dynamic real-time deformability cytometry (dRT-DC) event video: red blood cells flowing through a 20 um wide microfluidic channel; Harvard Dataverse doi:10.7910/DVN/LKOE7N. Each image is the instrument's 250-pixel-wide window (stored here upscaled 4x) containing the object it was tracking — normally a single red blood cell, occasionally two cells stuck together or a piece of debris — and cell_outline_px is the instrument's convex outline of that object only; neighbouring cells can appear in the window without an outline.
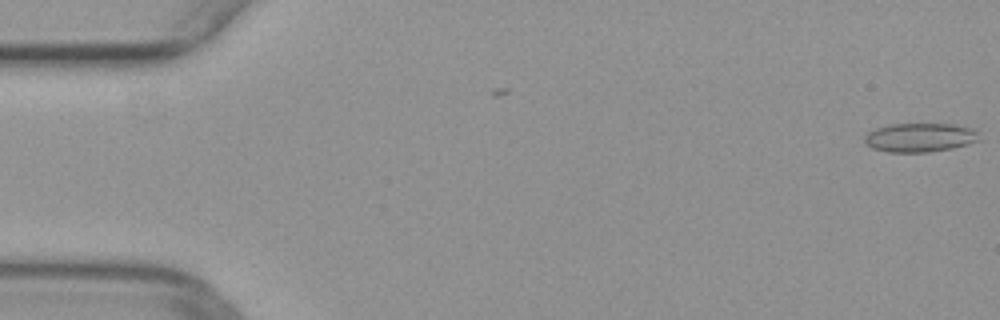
{"species": "common noctule bat (a hibernating species)", "species_latin": "Nyctalus noctula", "temperature_condition": "warm", "stored_images_in_passage": 45, "camera_frame_rate_fps": 3000, "um_per_image_px": 0.085, "animal": {"sex": "female", "body_mass_g": 29.2, "forearm_length_mm": 56.3}, "frame": {"image": 1, "passage_image": 1, "time_ms": 0.0, "image_size_px": [1000, 320], "cell_outline_px": [[980, 140], [968, 144], [952, 148], [928, 152], [888, 152], [872, 148], [864, 144], [864, 136], [868, 132], [876, 128], [888, 124], [956, 124], [972, 128], [980, 132]], "centroid_in_image_um": [78.2, 11.68], "position_along_channel_um": 6.8, "area_um2": 19.59}}
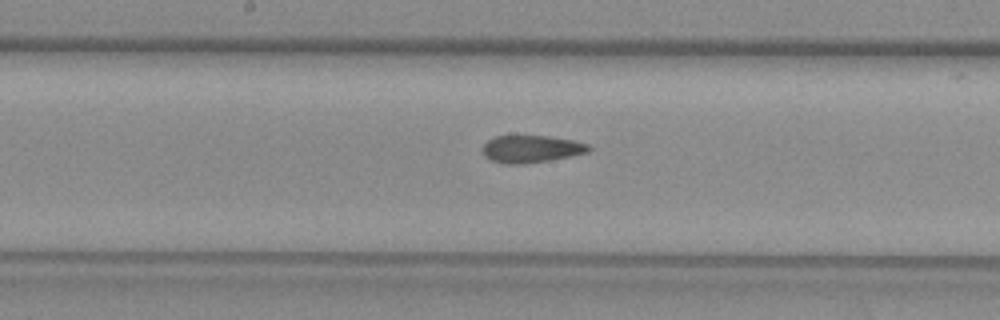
{"frame": {"image": 2, "passage_image": 26, "time_ms": 8.333, "image_size_px": [1000, 320], "cell_outline_px": [[592, 148], [588, 152], [548, 160], [520, 164], [504, 164], [492, 160], [484, 156], [480, 148], [488, 140], [496, 136], [548, 136], [572, 140], [588, 144]], "centroid_in_image_um": [45.11, 12.66], "position_along_channel_um": 203.1, "area_um2": 16.76}}
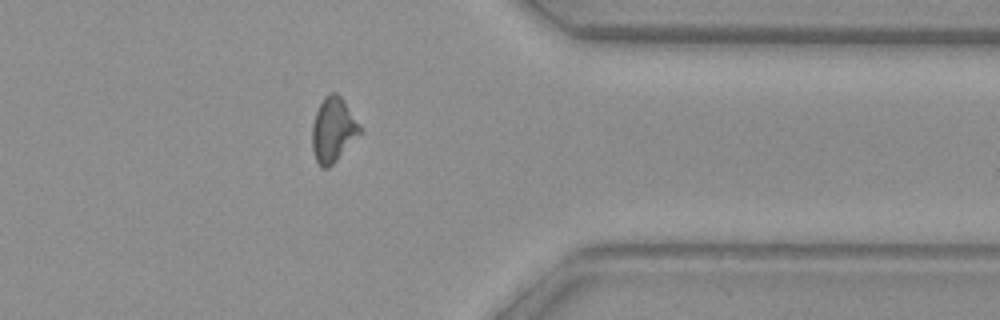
{"frame": {"image": 3, "passage_image": 40, "time_ms": 13.0, "image_size_px": [1000, 320], "cell_outline_px": [[364, 132], [328, 168], [320, 168], [312, 152], [312, 124], [316, 112], [324, 96], [332, 92], [336, 92], [340, 96]], "centroid_in_image_um": [28.31, 11.07], "position_along_channel_um": 383.1, "area_um2": 17.98}}